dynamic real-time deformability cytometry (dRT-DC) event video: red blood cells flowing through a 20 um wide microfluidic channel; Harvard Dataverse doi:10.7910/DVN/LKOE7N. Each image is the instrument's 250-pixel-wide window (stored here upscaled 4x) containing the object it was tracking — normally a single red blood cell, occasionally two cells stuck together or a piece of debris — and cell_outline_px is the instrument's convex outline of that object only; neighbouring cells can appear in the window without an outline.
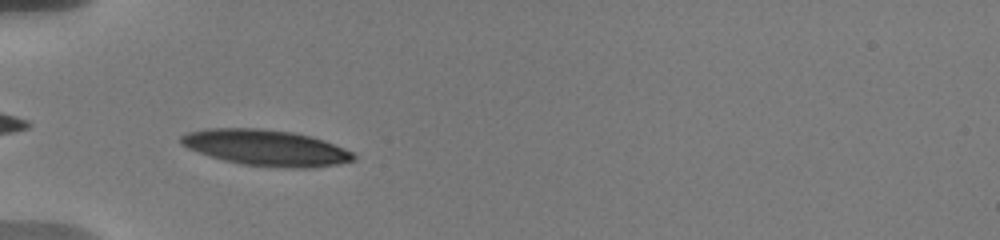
{"species": "human", "species_latin": "Homo sapiens", "temperature_condition": "warm", "stored_images_in_passage": 25, "camera_frame_rate_fps": 3000, "um_per_image_px": 0.085, "donor": {"sex": "male"}, "frame": {"image": 1, "passage_image": 1, "time_ms": 0.0, "image_size_px": [1000, 240], "cell_outline_px": [[356, 160], [336, 164], [308, 168], [284, 168], [240, 164], [224, 160], [188, 148], [180, 144], [180, 136], [188, 132], [208, 128], [260, 128], [292, 132], [312, 136], [324, 140], [344, 148], [352, 152], [356, 156]], "centroid_in_image_um": [22.62, 12.55], "position_along_channel_um": 62.4, "area_um2": 36.18}}
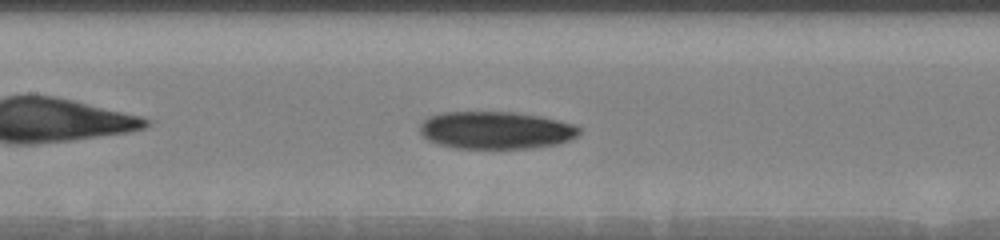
{"frame": {"image": 2, "passage_image": 8, "time_ms": 3.0, "image_size_px": [1000, 240], "cell_outline_px": [[580, 132], [576, 136], [560, 144], [532, 148], [456, 148], [440, 144], [428, 140], [420, 132], [420, 124], [428, 116], [444, 112], [516, 112], [540, 116], [576, 124], [580, 128]], "centroid_in_image_um": [42.17, 11.06], "position_along_channel_um": 165.2, "area_um2": 34.91}}
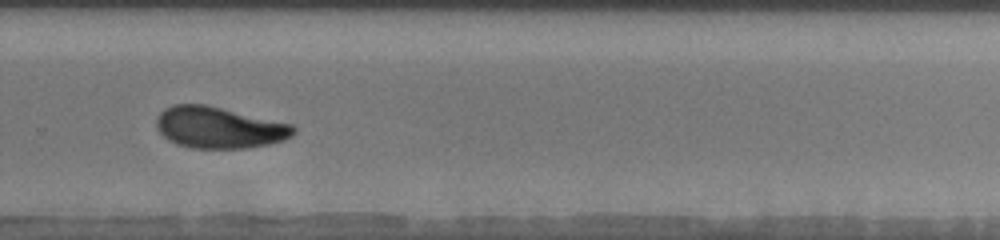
{"frame": {"image": 3, "passage_image": 14, "time_ms": 7.0, "image_size_px": [1000, 240], "cell_outline_px": [[296, 132], [292, 136], [284, 140], [268, 144], [248, 148], [192, 148], [176, 144], [168, 140], [156, 128], [156, 116], [164, 108], [176, 104], [204, 104], [292, 124], [296, 128]], "centroid_in_image_um": [18.6, 10.84], "position_along_channel_um": 311.2, "area_um2": 33.12}, "authors_computed_cell_mechanics": {"area_um2": 33.1194, "velocity_mm_per_s": 3.6633, "shape_relaxation_time_tau1_ms": 10.975, "shape_relaxation_time_tau2_ms": 7.316, "deformation_change_tau1": 0.2662, "deformation_change_tau2": 0.1229}}